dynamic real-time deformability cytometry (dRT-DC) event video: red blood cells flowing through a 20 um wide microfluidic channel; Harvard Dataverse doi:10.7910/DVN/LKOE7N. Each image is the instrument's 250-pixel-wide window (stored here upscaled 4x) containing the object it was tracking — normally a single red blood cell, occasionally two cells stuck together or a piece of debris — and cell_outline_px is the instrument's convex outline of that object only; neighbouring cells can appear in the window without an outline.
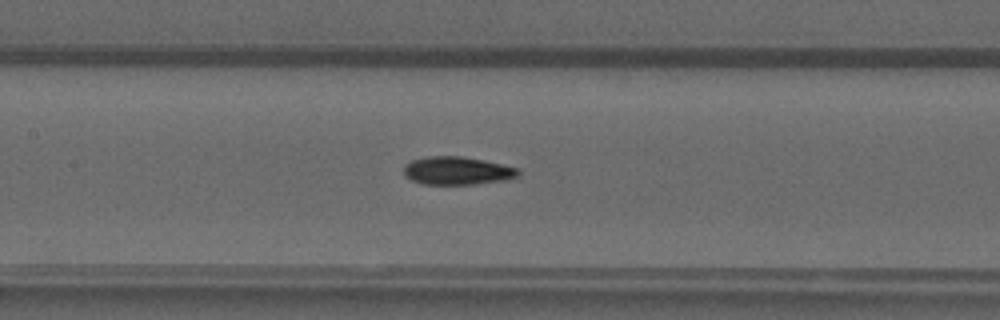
{"species": "common noctule bat (a hibernating species)", "species_latin": "Nyctalus noctula", "temperature_condition": "warm", "stored_images_in_passage": 47, "camera_frame_rate_fps": 3000, "um_per_image_px": 0.085, "animal": {"sex": "male", "forearm_length_mm": 52.5}, "frame": {"image": 1, "passage_image": 22, "time_ms": 7.0, "image_size_px": [1000, 320], "cell_outline_px": [[520, 176], [508, 180], [472, 184], [420, 184], [404, 176], [404, 164], [412, 160], [428, 156], [464, 156], [484, 160], [520, 168]], "centroid_in_image_um": [38.89, 14.51], "position_along_channel_um": 168.5, "area_um2": 19.02}}
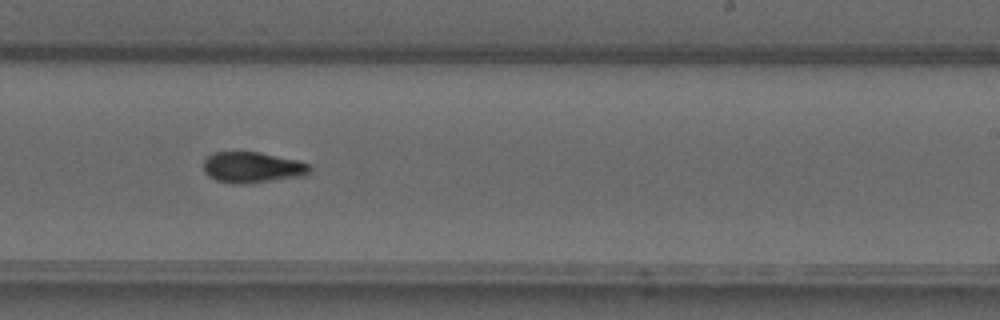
{"frame": {"image": 2, "passage_image": 29, "time_ms": 9.333, "image_size_px": [1000, 320], "cell_outline_px": [[312, 168], [308, 176], [252, 184], [232, 184], [216, 180], [208, 176], [204, 172], [204, 160], [208, 156], [216, 152], [260, 152], [296, 160], [308, 164]], "centroid_in_image_um": [21.49, 14.26], "position_along_channel_um": 267.5, "area_um2": 19.54}}
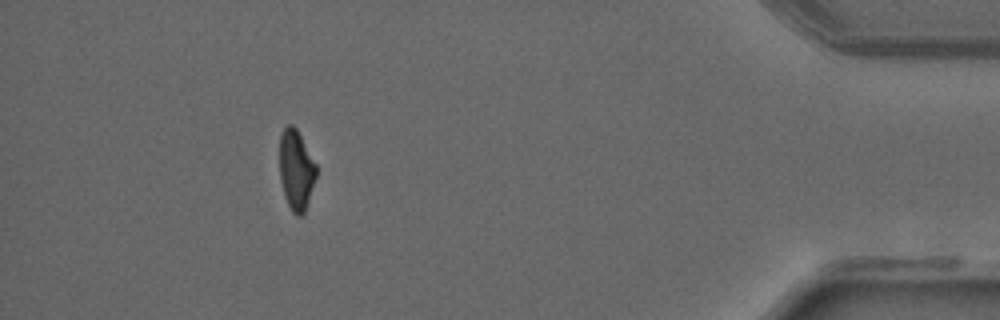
{"frame": {"image": 3, "passage_image": 43, "time_ms": 14.0, "image_size_px": [1000, 320], "cell_outline_px": [[316, 176], [304, 212], [300, 216], [296, 216], [292, 212], [284, 196], [280, 180], [280, 136], [284, 128], [288, 124], [292, 124], [296, 128], [316, 164]], "centroid_in_image_um": [25.15, 14.44], "position_along_channel_um": 410.0, "area_um2": 16.88}}